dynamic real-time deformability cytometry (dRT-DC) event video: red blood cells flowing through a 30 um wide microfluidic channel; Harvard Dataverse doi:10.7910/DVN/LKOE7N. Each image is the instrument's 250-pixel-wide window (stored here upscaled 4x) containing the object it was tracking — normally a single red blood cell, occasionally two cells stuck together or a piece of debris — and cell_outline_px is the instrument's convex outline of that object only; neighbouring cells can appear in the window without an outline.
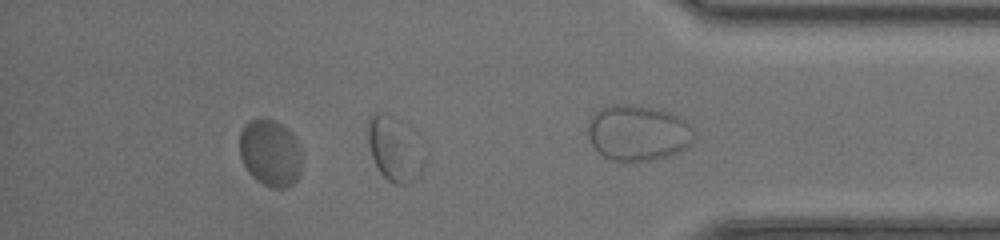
{"species": "common noctule bat (a hibernating species)", "species_latin": "Nyctalus noctula", "temperature_condition": "room temperature", "stored_images_in_passage": 37, "camera_frame_rate_fps": 3000, "um_per_image_px": 0.085, "animal": {"sex": "female", "body_mass_g": 20.0, "forearm_length_mm": 54.0}, "frame": {"image": 1, "passage_image": 32, "time_ms": 10.333, "image_size_px": [1000, 240], "cell_outline_px": [[300, 172], [296, 180], [292, 184], [284, 188], [272, 188], [256, 180], [248, 172], [240, 156], [240, 132], [244, 124], [248, 120], [260, 116], [276, 120], [292, 132], [296, 140], [300, 152]], "centroid_in_image_um": [22.94, 12.95], "position_along_channel_um": 412.3, "area_um2": 24.51}, "authors_computed_cell_mechanics": {"area_um2": 16.8198, "velocity_mm_per_s": 4.3232, "shape_relaxation_time_tau1_ms": null, "shape_relaxation_time_tau2_ms": 2.0284, "deformation_change_tau1": null, "deformation_change_tau2": 0.0751}}